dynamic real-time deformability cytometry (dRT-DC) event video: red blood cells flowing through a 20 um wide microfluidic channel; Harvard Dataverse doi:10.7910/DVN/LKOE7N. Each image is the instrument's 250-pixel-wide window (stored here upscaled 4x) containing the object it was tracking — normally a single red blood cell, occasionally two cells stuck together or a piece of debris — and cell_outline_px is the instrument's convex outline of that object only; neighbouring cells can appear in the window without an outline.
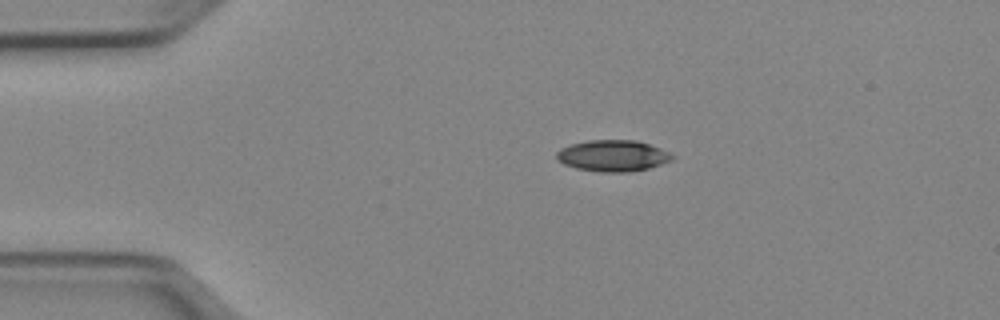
{"species": "Egyptian fruit bat (a non-hibernating species)", "species_latin": "Rousettus aegyptiacus", "temperature_condition": "cold", "stored_images_in_passage": 42, "camera_frame_rate_fps": 3000, "um_per_image_px": 0.085, "animal": {"sex": "female"}, "frame": {"image": 1, "passage_image": 1, "time_ms": 0.0, "image_size_px": [1000, 320], "cell_outline_px": [[676, 156], [672, 160], [648, 168], [628, 172], [600, 172], [576, 168], [564, 164], [556, 160], [556, 152], [560, 148], [572, 144], [588, 140], [636, 140], [660, 148]], "centroid_in_image_um": [52.07, 13.24], "position_along_channel_um": 32.9, "area_um2": 21.1}}
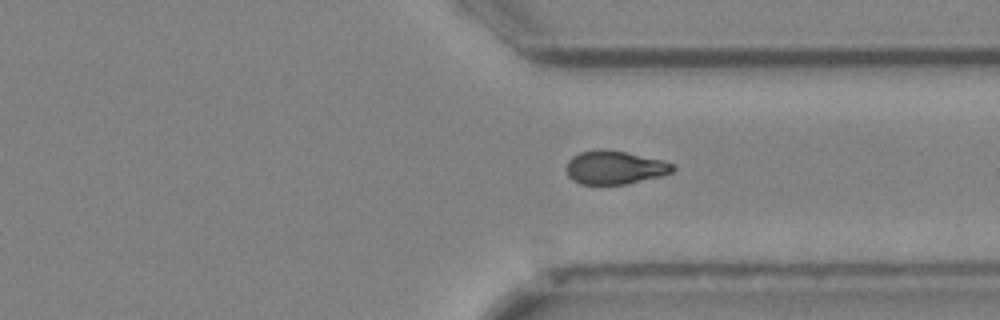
{"frame": {"image": 2, "passage_image": 29, "time_ms": 9.333, "image_size_px": [1000, 320], "cell_outline_px": [[676, 168], [672, 172], [660, 176], [628, 184], [580, 184], [572, 180], [568, 176], [564, 168], [568, 160], [572, 156], [580, 152], [600, 148], [604, 148], [664, 160], [676, 164]], "centroid_in_image_um": [52.24, 14.23], "position_along_channel_um": 359.2, "area_um2": 21.1}}
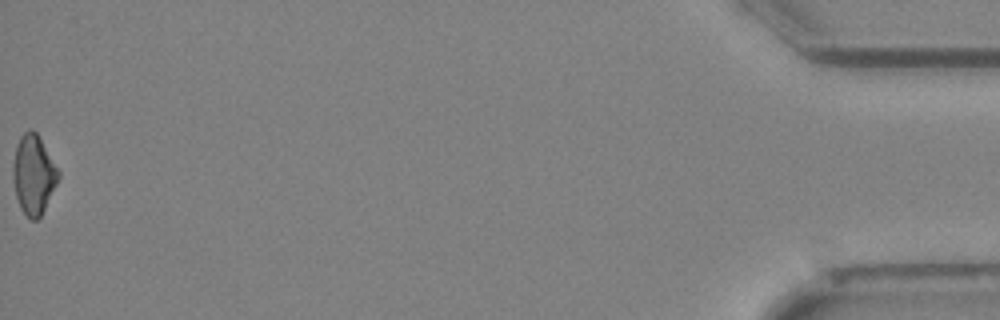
{"frame": {"image": 3, "passage_image": 42, "time_ms": 13.667, "image_size_px": [1000, 320], "cell_outline_px": [[60, 176], [40, 216], [36, 220], [32, 220], [20, 208], [16, 196], [12, 180], [12, 168], [16, 144], [20, 136], [28, 128], [32, 128], [36, 132], [60, 172]], "centroid_in_image_um": [2.82, 14.8], "position_along_channel_um": 432.4, "area_um2": 20.81}, "authors_computed_cell_mechanics": {"area_um2": 21.2704, "velocity_mm_per_s": 3.9684, "shape_relaxation_time_tau1_ms": 4.9333, "shape_relaxation_time_tau2_ms": null, "deformation_change_tau1": 0.1244, "deformation_change_tau2": null}}